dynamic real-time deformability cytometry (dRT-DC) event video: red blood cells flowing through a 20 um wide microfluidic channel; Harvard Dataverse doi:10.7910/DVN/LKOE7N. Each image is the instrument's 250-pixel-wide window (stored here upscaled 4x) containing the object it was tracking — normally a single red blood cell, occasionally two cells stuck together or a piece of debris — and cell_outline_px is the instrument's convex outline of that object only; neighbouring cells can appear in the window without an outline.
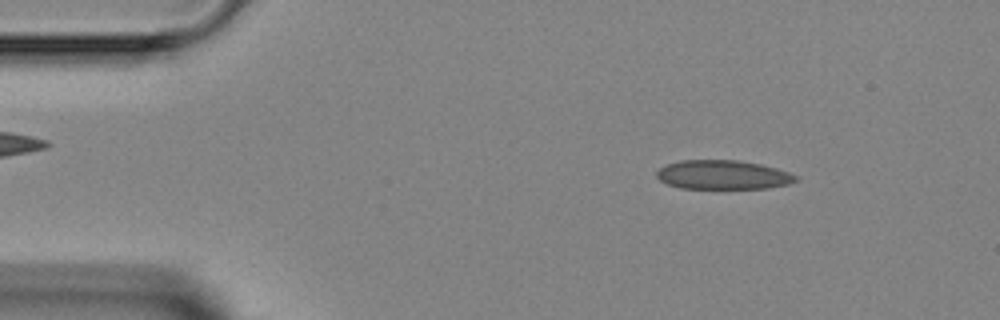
{"species": "Egyptian fruit bat (a non-hibernating species)", "species_latin": "Rousettus aegyptiacus", "temperature_condition": "room temperature", "stored_images_in_passage": 3, "camera_frame_rate_fps": 3000, "um_per_image_px": 0.085, "animal": {"sex": "female"}, "frame": {"image": 1, "passage_image": 1, "time_ms": 0.0, "image_size_px": [1000, 320], "cell_outline_px": [[800, 180], [788, 184], [768, 188], [680, 188], [668, 184], [660, 180], [656, 176], [656, 172], [660, 168], [668, 164], [680, 160], [736, 160], [760, 164], [776, 168], [800, 176]], "centroid_in_image_um": [61.48, 14.86], "position_along_channel_um": 23.5, "area_um2": 23.58}}